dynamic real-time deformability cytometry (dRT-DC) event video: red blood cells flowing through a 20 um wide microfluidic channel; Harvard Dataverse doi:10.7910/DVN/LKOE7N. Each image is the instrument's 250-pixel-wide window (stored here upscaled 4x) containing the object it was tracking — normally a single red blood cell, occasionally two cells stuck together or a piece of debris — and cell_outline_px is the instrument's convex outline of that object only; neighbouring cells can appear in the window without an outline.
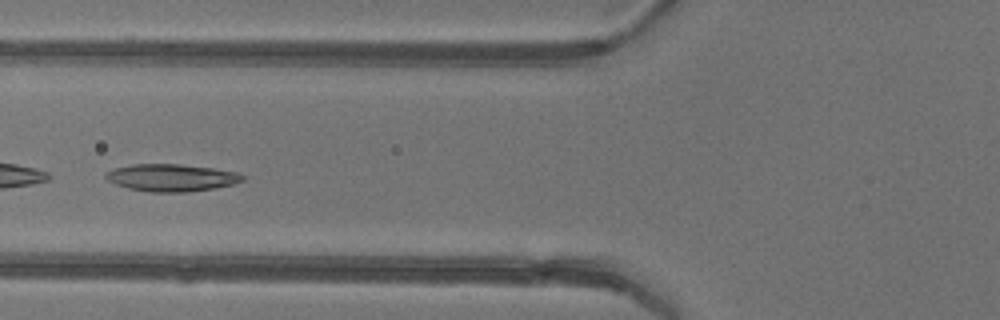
{"species": "common noctule bat (a hibernating species)", "species_latin": "Nyctalus noctula", "temperature_condition": "warm", "stored_images_in_passage": 4, "camera_frame_rate_fps": 3000, "um_per_image_px": 0.085, "animal": {"sex": "female"}, "frame": {"image": 1, "passage_image": 4, "time_ms": 3.333, "image_size_px": [1000, 320], "cell_outline_px": [[244, 180], [236, 184], [188, 192], [148, 192], [128, 188], [116, 184], [108, 180], [104, 176], [104, 172], [112, 168], [132, 164], [180, 164], [212, 168], [240, 172], [244, 176]], "centroid_in_image_um": [14.57, 15.09], "position_along_channel_um": 111.2, "area_um2": 21.96}}